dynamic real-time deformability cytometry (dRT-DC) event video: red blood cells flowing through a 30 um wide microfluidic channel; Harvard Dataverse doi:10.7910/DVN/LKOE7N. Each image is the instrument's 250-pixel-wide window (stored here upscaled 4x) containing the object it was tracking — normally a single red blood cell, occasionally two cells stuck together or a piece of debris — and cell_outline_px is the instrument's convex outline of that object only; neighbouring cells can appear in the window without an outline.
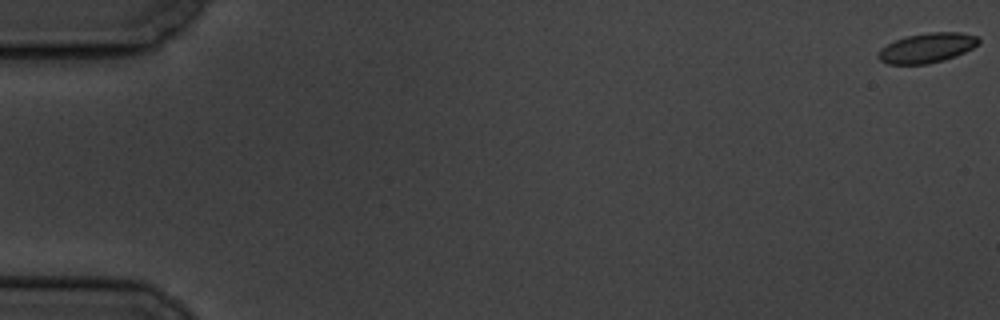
{"species": "common noctule bat (a hibernating species)", "species_latin": "Nyctalus noctula", "temperature_condition": "cold", "stored_images_in_passage": 10, "camera_frame_rate_fps": 3000, "um_per_image_px": 0.085, "animal": {"sex": "male", "body_mass_g": 19.5, "forearm_length_mm": 54.6}, "frame": {"image": 1, "passage_image": 1, "time_ms": 0.0, "image_size_px": [1000, 320], "cell_outline_px": [[980, 44], [956, 56], [944, 60], [928, 64], [888, 64], [880, 60], [876, 56], [880, 48], [896, 40], [908, 36], [928, 32], [960, 32], [976, 36], [980, 40]], "centroid_in_image_um": [78.8, 4.07], "position_along_channel_um": 6.2, "area_um2": 17.4}}
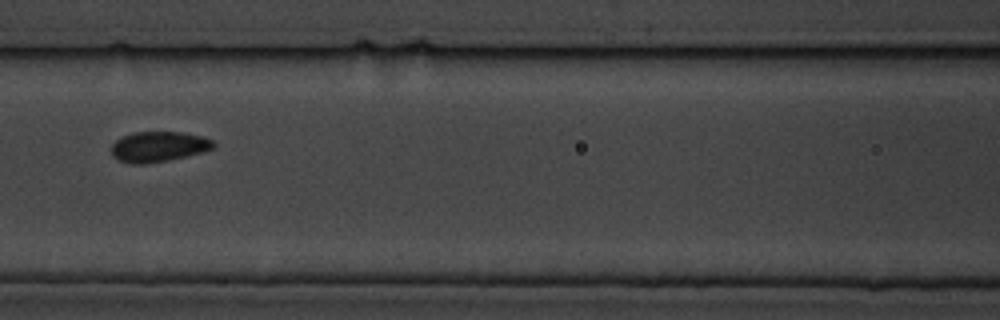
{"frame": {"image": 2, "passage_image": 9, "time_ms": 9.0, "image_size_px": [1000, 320], "cell_outline_px": [[216, 144], [212, 148], [200, 152], [168, 160], [144, 164], [132, 164], [120, 160], [112, 156], [112, 144], [120, 136], [132, 132], [184, 132], [200, 136], [212, 140]], "centroid_in_image_um": [13.43, 12.45], "position_along_channel_um": 153.2, "area_um2": 17.92}}
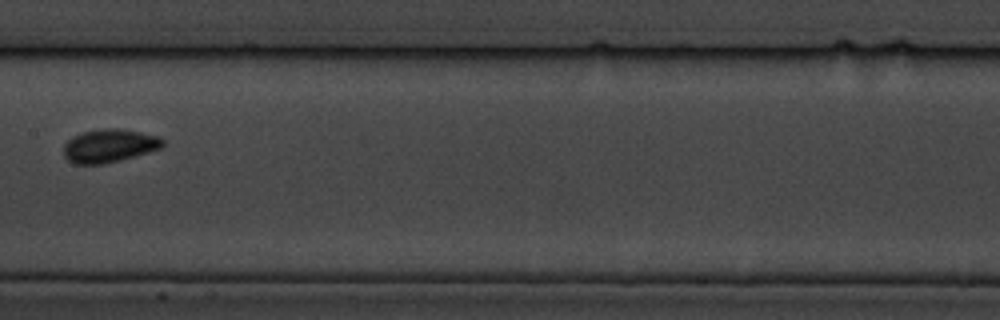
{"frame": {"image": 3, "passage_image": 10, "time_ms": 10.333, "image_size_px": [1000, 320], "cell_outline_px": [[164, 144], [160, 148], [148, 152], [120, 160], [104, 164], [72, 164], [64, 156], [64, 144], [72, 136], [84, 132], [104, 128], [120, 128], [140, 132], [156, 136], [164, 140]], "centroid_in_image_um": [9.26, 12.39], "position_along_channel_um": 198.1, "area_um2": 19.13}}